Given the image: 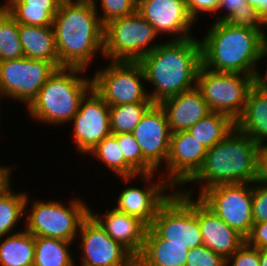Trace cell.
Returning a JSON list of instances; mask_svg holds the SVG:
<instances>
[{
    "label": "cell",
    "instance_id": "obj_26",
    "mask_svg": "<svg viewBox=\"0 0 267 266\" xmlns=\"http://www.w3.org/2000/svg\"><path fill=\"white\" fill-rule=\"evenodd\" d=\"M0 241V266H33L35 240L31 233L24 229Z\"/></svg>",
    "mask_w": 267,
    "mask_h": 266
},
{
    "label": "cell",
    "instance_id": "obj_46",
    "mask_svg": "<svg viewBox=\"0 0 267 266\" xmlns=\"http://www.w3.org/2000/svg\"><path fill=\"white\" fill-rule=\"evenodd\" d=\"M9 1H10V0H6L5 3H3V4L0 3V7H3V6H4L5 4H7Z\"/></svg>",
    "mask_w": 267,
    "mask_h": 266
},
{
    "label": "cell",
    "instance_id": "obj_13",
    "mask_svg": "<svg viewBox=\"0 0 267 266\" xmlns=\"http://www.w3.org/2000/svg\"><path fill=\"white\" fill-rule=\"evenodd\" d=\"M79 233L80 266H135V257L111 239L90 214L82 222Z\"/></svg>",
    "mask_w": 267,
    "mask_h": 266
},
{
    "label": "cell",
    "instance_id": "obj_34",
    "mask_svg": "<svg viewBox=\"0 0 267 266\" xmlns=\"http://www.w3.org/2000/svg\"><path fill=\"white\" fill-rule=\"evenodd\" d=\"M113 135L117 138L125 162L138 175L157 173L144 159L140 146L132 133H117Z\"/></svg>",
    "mask_w": 267,
    "mask_h": 266
},
{
    "label": "cell",
    "instance_id": "obj_11",
    "mask_svg": "<svg viewBox=\"0 0 267 266\" xmlns=\"http://www.w3.org/2000/svg\"><path fill=\"white\" fill-rule=\"evenodd\" d=\"M252 194L253 183L221 184L202 191L198 199L246 238L254 224Z\"/></svg>",
    "mask_w": 267,
    "mask_h": 266
},
{
    "label": "cell",
    "instance_id": "obj_35",
    "mask_svg": "<svg viewBox=\"0 0 267 266\" xmlns=\"http://www.w3.org/2000/svg\"><path fill=\"white\" fill-rule=\"evenodd\" d=\"M101 15L97 12L104 26L111 20L129 16L136 12L137 0H100Z\"/></svg>",
    "mask_w": 267,
    "mask_h": 266
},
{
    "label": "cell",
    "instance_id": "obj_22",
    "mask_svg": "<svg viewBox=\"0 0 267 266\" xmlns=\"http://www.w3.org/2000/svg\"><path fill=\"white\" fill-rule=\"evenodd\" d=\"M189 249L185 244L166 243L150 226L135 266H185Z\"/></svg>",
    "mask_w": 267,
    "mask_h": 266
},
{
    "label": "cell",
    "instance_id": "obj_31",
    "mask_svg": "<svg viewBox=\"0 0 267 266\" xmlns=\"http://www.w3.org/2000/svg\"><path fill=\"white\" fill-rule=\"evenodd\" d=\"M11 186L0 196V238L22 231H16L15 226L25 215L26 191L14 192Z\"/></svg>",
    "mask_w": 267,
    "mask_h": 266
},
{
    "label": "cell",
    "instance_id": "obj_24",
    "mask_svg": "<svg viewBox=\"0 0 267 266\" xmlns=\"http://www.w3.org/2000/svg\"><path fill=\"white\" fill-rule=\"evenodd\" d=\"M19 38L24 57L49 61L59 68L53 26L19 24Z\"/></svg>",
    "mask_w": 267,
    "mask_h": 266
},
{
    "label": "cell",
    "instance_id": "obj_15",
    "mask_svg": "<svg viewBox=\"0 0 267 266\" xmlns=\"http://www.w3.org/2000/svg\"><path fill=\"white\" fill-rule=\"evenodd\" d=\"M138 176L145 181L146 187L140 188V186L134 185L124 187L125 189H122L115 198L117 205L113 207L120 212L139 218L149 227L156 217L159 207L171 196L174 188L164 177L152 182L155 173Z\"/></svg>",
    "mask_w": 267,
    "mask_h": 266
},
{
    "label": "cell",
    "instance_id": "obj_43",
    "mask_svg": "<svg viewBox=\"0 0 267 266\" xmlns=\"http://www.w3.org/2000/svg\"><path fill=\"white\" fill-rule=\"evenodd\" d=\"M261 59L263 60V58L267 57V33L264 35L263 37V43H262V49H261ZM262 72H257L256 77H255V81L256 84H258L259 86L262 87H267V68L265 71V74H261Z\"/></svg>",
    "mask_w": 267,
    "mask_h": 266
},
{
    "label": "cell",
    "instance_id": "obj_36",
    "mask_svg": "<svg viewBox=\"0 0 267 266\" xmlns=\"http://www.w3.org/2000/svg\"><path fill=\"white\" fill-rule=\"evenodd\" d=\"M185 266H226L227 260L214 251L201 245L189 250Z\"/></svg>",
    "mask_w": 267,
    "mask_h": 266
},
{
    "label": "cell",
    "instance_id": "obj_8",
    "mask_svg": "<svg viewBox=\"0 0 267 266\" xmlns=\"http://www.w3.org/2000/svg\"><path fill=\"white\" fill-rule=\"evenodd\" d=\"M158 36L155 28L137 12L111 20L104 25L103 58L139 61L161 44L154 42Z\"/></svg>",
    "mask_w": 267,
    "mask_h": 266
},
{
    "label": "cell",
    "instance_id": "obj_33",
    "mask_svg": "<svg viewBox=\"0 0 267 266\" xmlns=\"http://www.w3.org/2000/svg\"><path fill=\"white\" fill-rule=\"evenodd\" d=\"M24 57L19 38V24L0 7V62Z\"/></svg>",
    "mask_w": 267,
    "mask_h": 266
},
{
    "label": "cell",
    "instance_id": "obj_25",
    "mask_svg": "<svg viewBox=\"0 0 267 266\" xmlns=\"http://www.w3.org/2000/svg\"><path fill=\"white\" fill-rule=\"evenodd\" d=\"M62 0H10L3 7L18 24L53 26Z\"/></svg>",
    "mask_w": 267,
    "mask_h": 266
},
{
    "label": "cell",
    "instance_id": "obj_27",
    "mask_svg": "<svg viewBox=\"0 0 267 266\" xmlns=\"http://www.w3.org/2000/svg\"><path fill=\"white\" fill-rule=\"evenodd\" d=\"M235 129V122L227 115L211 112L187 131L207 150L221 142Z\"/></svg>",
    "mask_w": 267,
    "mask_h": 266
},
{
    "label": "cell",
    "instance_id": "obj_2",
    "mask_svg": "<svg viewBox=\"0 0 267 266\" xmlns=\"http://www.w3.org/2000/svg\"><path fill=\"white\" fill-rule=\"evenodd\" d=\"M198 38L165 40L138 62L145 83L154 87L148 91L154 104L196 87L197 73L202 65L201 43Z\"/></svg>",
    "mask_w": 267,
    "mask_h": 266
},
{
    "label": "cell",
    "instance_id": "obj_18",
    "mask_svg": "<svg viewBox=\"0 0 267 266\" xmlns=\"http://www.w3.org/2000/svg\"><path fill=\"white\" fill-rule=\"evenodd\" d=\"M132 134L140 146L144 159L156 171L162 167V163L166 164L171 130L165 112L159 104H153L146 111Z\"/></svg>",
    "mask_w": 267,
    "mask_h": 266
},
{
    "label": "cell",
    "instance_id": "obj_45",
    "mask_svg": "<svg viewBox=\"0 0 267 266\" xmlns=\"http://www.w3.org/2000/svg\"><path fill=\"white\" fill-rule=\"evenodd\" d=\"M260 257V266H267V245L258 248Z\"/></svg>",
    "mask_w": 267,
    "mask_h": 266
},
{
    "label": "cell",
    "instance_id": "obj_23",
    "mask_svg": "<svg viewBox=\"0 0 267 266\" xmlns=\"http://www.w3.org/2000/svg\"><path fill=\"white\" fill-rule=\"evenodd\" d=\"M235 128L259 146L267 144V87L253 86L243 113L235 121Z\"/></svg>",
    "mask_w": 267,
    "mask_h": 266
},
{
    "label": "cell",
    "instance_id": "obj_30",
    "mask_svg": "<svg viewBox=\"0 0 267 266\" xmlns=\"http://www.w3.org/2000/svg\"><path fill=\"white\" fill-rule=\"evenodd\" d=\"M225 11L226 13L217 17L215 21H224L235 27L255 28L261 31L264 35L267 24L258 15L255 8L248 5L245 0H219L218 11Z\"/></svg>",
    "mask_w": 267,
    "mask_h": 266
},
{
    "label": "cell",
    "instance_id": "obj_38",
    "mask_svg": "<svg viewBox=\"0 0 267 266\" xmlns=\"http://www.w3.org/2000/svg\"><path fill=\"white\" fill-rule=\"evenodd\" d=\"M226 266H260L258 248L250 246L245 242L227 259Z\"/></svg>",
    "mask_w": 267,
    "mask_h": 266
},
{
    "label": "cell",
    "instance_id": "obj_5",
    "mask_svg": "<svg viewBox=\"0 0 267 266\" xmlns=\"http://www.w3.org/2000/svg\"><path fill=\"white\" fill-rule=\"evenodd\" d=\"M85 69L60 67L49 76L37 97L26 108L32 119L43 124H70L81 100L92 89V77Z\"/></svg>",
    "mask_w": 267,
    "mask_h": 266
},
{
    "label": "cell",
    "instance_id": "obj_40",
    "mask_svg": "<svg viewBox=\"0 0 267 266\" xmlns=\"http://www.w3.org/2000/svg\"><path fill=\"white\" fill-rule=\"evenodd\" d=\"M246 242L253 247L260 248L267 245V221L254 223Z\"/></svg>",
    "mask_w": 267,
    "mask_h": 266
},
{
    "label": "cell",
    "instance_id": "obj_10",
    "mask_svg": "<svg viewBox=\"0 0 267 266\" xmlns=\"http://www.w3.org/2000/svg\"><path fill=\"white\" fill-rule=\"evenodd\" d=\"M108 64L97 68L92 77V89L108 106L153 103L143 84L145 74L138 61H110Z\"/></svg>",
    "mask_w": 267,
    "mask_h": 266
},
{
    "label": "cell",
    "instance_id": "obj_16",
    "mask_svg": "<svg viewBox=\"0 0 267 266\" xmlns=\"http://www.w3.org/2000/svg\"><path fill=\"white\" fill-rule=\"evenodd\" d=\"M206 153L207 149L187 130L171 133L163 177L173 188L181 190V185H187L201 168Z\"/></svg>",
    "mask_w": 267,
    "mask_h": 266
},
{
    "label": "cell",
    "instance_id": "obj_7",
    "mask_svg": "<svg viewBox=\"0 0 267 266\" xmlns=\"http://www.w3.org/2000/svg\"><path fill=\"white\" fill-rule=\"evenodd\" d=\"M194 188L175 190L159 207L150 225L166 243L185 244L189 250L203 245L199 199L193 198Z\"/></svg>",
    "mask_w": 267,
    "mask_h": 266
},
{
    "label": "cell",
    "instance_id": "obj_12",
    "mask_svg": "<svg viewBox=\"0 0 267 266\" xmlns=\"http://www.w3.org/2000/svg\"><path fill=\"white\" fill-rule=\"evenodd\" d=\"M56 67L49 61L21 57L0 62V96L28 107Z\"/></svg>",
    "mask_w": 267,
    "mask_h": 266
},
{
    "label": "cell",
    "instance_id": "obj_28",
    "mask_svg": "<svg viewBox=\"0 0 267 266\" xmlns=\"http://www.w3.org/2000/svg\"><path fill=\"white\" fill-rule=\"evenodd\" d=\"M35 256L33 266H76L70 251L73 242L34 236Z\"/></svg>",
    "mask_w": 267,
    "mask_h": 266
},
{
    "label": "cell",
    "instance_id": "obj_9",
    "mask_svg": "<svg viewBox=\"0 0 267 266\" xmlns=\"http://www.w3.org/2000/svg\"><path fill=\"white\" fill-rule=\"evenodd\" d=\"M255 77L242 73L215 72L200 66L196 87L211 112L229 116L234 122L243 113Z\"/></svg>",
    "mask_w": 267,
    "mask_h": 266
},
{
    "label": "cell",
    "instance_id": "obj_19",
    "mask_svg": "<svg viewBox=\"0 0 267 266\" xmlns=\"http://www.w3.org/2000/svg\"><path fill=\"white\" fill-rule=\"evenodd\" d=\"M90 215L99 223L111 239L120 243L135 258L140 254L147 225L135 216L116 210L104 211V214L94 213L90 208Z\"/></svg>",
    "mask_w": 267,
    "mask_h": 266
},
{
    "label": "cell",
    "instance_id": "obj_39",
    "mask_svg": "<svg viewBox=\"0 0 267 266\" xmlns=\"http://www.w3.org/2000/svg\"><path fill=\"white\" fill-rule=\"evenodd\" d=\"M185 3L190 16L196 22L202 13L203 15H208V13H212L211 15L216 14L219 0H185Z\"/></svg>",
    "mask_w": 267,
    "mask_h": 266
},
{
    "label": "cell",
    "instance_id": "obj_42",
    "mask_svg": "<svg viewBox=\"0 0 267 266\" xmlns=\"http://www.w3.org/2000/svg\"><path fill=\"white\" fill-rule=\"evenodd\" d=\"M258 181L267 184V144L259 149V175Z\"/></svg>",
    "mask_w": 267,
    "mask_h": 266
},
{
    "label": "cell",
    "instance_id": "obj_1",
    "mask_svg": "<svg viewBox=\"0 0 267 266\" xmlns=\"http://www.w3.org/2000/svg\"><path fill=\"white\" fill-rule=\"evenodd\" d=\"M97 1L62 0L53 21L59 68L88 70L98 51L103 56L104 26Z\"/></svg>",
    "mask_w": 267,
    "mask_h": 266
},
{
    "label": "cell",
    "instance_id": "obj_3",
    "mask_svg": "<svg viewBox=\"0 0 267 266\" xmlns=\"http://www.w3.org/2000/svg\"><path fill=\"white\" fill-rule=\"evenodd\" d=\"M201 43L202 66L208 70L256 77L264 34L247 27L213 21Z\"/></svg>",
    "mask_w": 267,
    "mask_h": 266
},
{
    "label": "cell",
    "instance_id": "obj_4",
    "mask_svg": "<svg viewBox=\"0 0 267 266\" xmlns=\"http://www.w3.org/2000/svg\"><path fill=\"white\" fill-rule=\"evenodd\" d=\"M259 149L254 140L235 128L207 150L203 165L187 183L199 184V194L216 185L254 183L259 175Z\"/></svg>",
    "mask_w": 267,
    "mask_h": 266
},
{
    "label": "cell",
    "instance_id": "obj_32",
    "mask_svg": "<svg viewBox=\"0 0 267 266\" xmlns=\"http://www.w3.org/2000/svg\"><path fill=\"white\" fill-rule=\"evenodd\" d=\"M154 103H130L109 106L111 134L132 133Z\"/></svg>",
    "mask_w": 267,
    "mask_h": 266
},
{
    "label": "cell",
    "instance_id": "obj_37",
    "mask_svg": "<svg viewBox=\"0 0 267 266\" xmlns=\"http://www.w3.org/2000/svg\"><path fill=\"white\" fill-rule=\"evenodd\" d=\"M252 208L254 223L267 221V184L258 180L253 183Z\"/></svg>",
    "mask_w": 267,
    "mask_h": 266
},
{
    "label": "cell",
    "instance_id": "obj_14",
    "mask_svg": "<svg viewBox=\"0 0 267 266\" xmlns=\"http://www.w3.org/2000/svg\"><path fill=\"white\" fill-rule=\"evenodd\" d=\"M72 137L78 153L87 155L99 142L111 134L110 109L104 100L91 89L81 100L73 116Z\"/></svg>",
    "mask_w": 267,
    "mask_h": 266
},
{
    "label": "cell",
    "instance_id": "obj_20",
    "mask_svg": "<svg viewBox=\"0 0 267 266\" xmlns=\"http://www.w3.org/2000/svg\"><path fill=\"white\" fill-rule=\"evenodd\" d=\"M159 105L165 112L171 133L188 130L211 113L197 87L167 98Z\"/></svg>",
    "mask_w": 267,
    "mask_h": 266
},
{
    "label": "cell",
    "instance_id": "obj_41",
    "mask_svg": "<svg viewBox=\"0 0 267 266\" xmlns=\"http://www.w3.org/2000/svg\"><path fill=\"white\" fill-rule=\"evenodd\" d=\"M12 164L1 165L0 164V196L5 193L12 186V171L14 172Z\"/></svg>",
    "mask_w": 267,
    "mask_h": 266
},
{
    "label": "cell",
    "instance_id": "obj_29",
    "mask_svg": "<svg viewBox=\"0 0 267 266\" xmlns=\"http://www.w3.org/2000/svg\"><path fill=\"white\" fill-rule=\"evenodd\" d=\"M87 155L95 156L96 160L116 173L124 183L138 177V174L125 162L117 138L113 134L105 137Z\"/></svg>",
    "mask_w": 267,
    "mask_h": 266
},
{
    "label": "cell",
    "instance_id": "obj_21",
    "mask_svg": "<svg viewBox=\"0 0 267 266\" xmlns=\"http://www.w3.org/2000/svg\"><path fill=\"white\" fill-rule=\"evenodd\" d=\"M199 226L203 245L226 260L245 242L246 238L228 226L199 200Z\"/></svg>",
    "mask_w": 267,
    "mask_h": 266
},
{
    "label": "cell",
    "instance_id": "obj_6",
    "mask_svg": "<svg viewBox=\"0 0 267 266\" xmlns=\"http://www.w3.org/2000/svg\"><path fill=\"white\" fill-rule=\"evenodd\" d=\"M28 194L25 201L26 222L23 226L26 231L33 236L68 242H75L78 239L81 224L90 214V207L81 197H73L68 203L54 199L43 201L34 198L31 207L28 208L27 205L30 204Z\"/></svg>",
    "mask_w": 267,
    "mask_h": 266
},
{
    "label": "cell",
    "instance_id": "obj_17",
    "mask_svg": "<svg viewBox=\"0 0 267 266\" xmlns=\"http://www.w3.org/2000/svg\"><path fill=\"white\" fill-rule=\"evenodd\" d=\"M136 12L146 19L160 35L170 40L192 37L195 20L190 16L185 0H137Z\"/></svg>",
    "mask_w": 267,
    "mask_h": 266
},
{
    "label": "cell",
    "instance_id": "obj_44",
    "mask_svg": "<svg viewBox=\"0 0 267 266\" xmlns=\"http://www.w3.org/2000/svg\"><path fill=\"white\" fill-rule=\"evenodd\" d=\"M248 5L256 9L258 15L267 24V0H245Z\"/></svg>",
    "mask_w": 267,
    "mask_h": 266
},
{
    "label": "cell",
    "instance_id": "obj_47",
    "mask_svg": "<svg viewBox=\"0 0 267 266\" xmlns=\"http://www.w3.org/2000/svg\"><path fill=\"white\" fill-rule=\"evenodd\" d=\"M3 98H1V96H0V104H1V100H2ZM0 107H1V105H0ZM1 109V108H0ZM1 111V110H0ZM1 116V115H0ZM1 119V118H0ZM1 122V121H0ZM1 124V123H0ZM1 126V125H0Z\"/></svg>",
    "mask_w": 267,
    "mask_h": 266
}]
</instances>
